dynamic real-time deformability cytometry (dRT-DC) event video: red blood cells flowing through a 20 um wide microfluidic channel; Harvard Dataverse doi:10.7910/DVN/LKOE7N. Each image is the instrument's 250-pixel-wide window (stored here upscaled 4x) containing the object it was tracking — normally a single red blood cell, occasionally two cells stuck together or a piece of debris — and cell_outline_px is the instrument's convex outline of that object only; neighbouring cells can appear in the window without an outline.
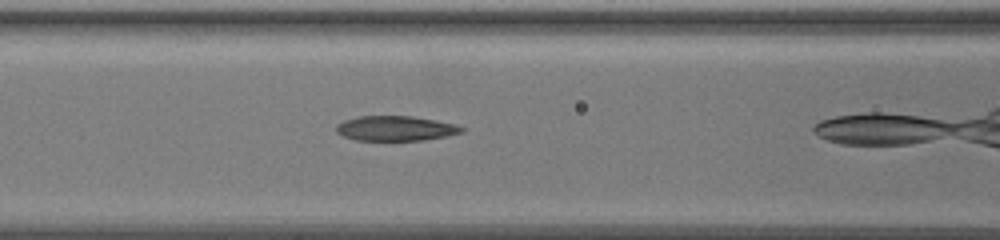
{"species": "common noctule bat (a hibernating species)", "species_latin": "Nyctalus noctula", "temperature_condition": "warm", "stored_images_in_passage": 43, "camera_frame_rate_fps": 3000, "um_per_image_px": 0.085, "animal": {"sex": "female", "body_mass_g": 19.5, "forearm_length_mm": 54.1}, "frame": {"image": 1, "passage_image": 17, "time_ms": 5.333, "image_size_px": [1000, 240], "cell_outline_px": [[464, 132], [448, 136], [424, 140], [356, 140], [344, 136], [336, 132], [336, 124], [344, 120], [360, 116], [412, 116], [436, 120], [456, 124], [464, 128]], "centroid_in_image_um": [33.65, 10.91], "position_along_channel_um": 133.0, "area_um2": 18.26}}
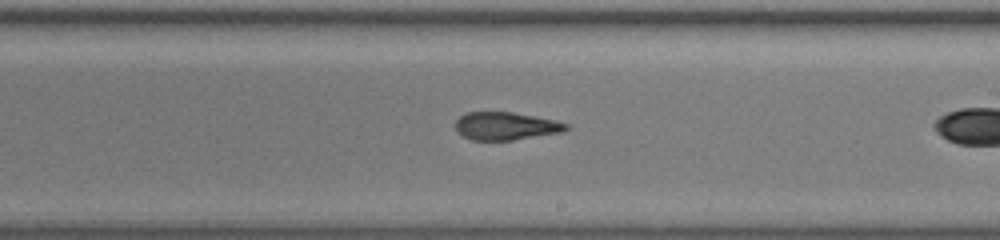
{"frame": {"image": 2, "passage_image": 27, "time_ms": 8.667, "image_size_px": [1000, 240], "cell_outline_px": [[568, 128], [564, 132], [512, 140], [472, 140], [456, 132], [456, 120], [460, 116], [468, 112], [512, 112], [536, 116], [568, 124]], "centroid_in_image_um": [42.98, 10.71], "position_along_channel_um": 246.0, "area_um2": 17.92}}
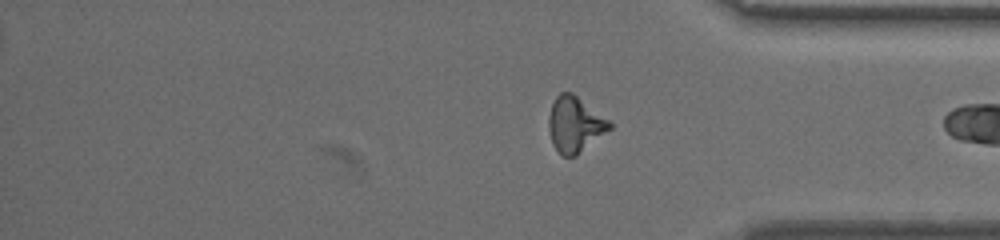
{"frame": {"image": 3, "passage_image": 40, "time_ms": 13.0, "image_size_px": [1000, 240], "cell_outline_px": [[612, 128], [576, 156], [564, 156], [552, 144], [548, 128], [548, 116], [552, 104], [556, 96], [560, 92], [572, 92], [608, 120], [612, 124]], "centroid_in_image_um": [48.85, 10.57], "position_along_channel_um": 386.4, "area_um2": 19.54}, "authors_computed_cell_mechanics": {"area_um2": 18.9584, "velocity_mm_per_s": 3.3947, "shape_relaxation_time_tau1_ms": null, "shape_relaxation_time_tau2_ms": 3.0114, "deformation_change_tau1": null, "deformation_change_tau2": 0.1223}}